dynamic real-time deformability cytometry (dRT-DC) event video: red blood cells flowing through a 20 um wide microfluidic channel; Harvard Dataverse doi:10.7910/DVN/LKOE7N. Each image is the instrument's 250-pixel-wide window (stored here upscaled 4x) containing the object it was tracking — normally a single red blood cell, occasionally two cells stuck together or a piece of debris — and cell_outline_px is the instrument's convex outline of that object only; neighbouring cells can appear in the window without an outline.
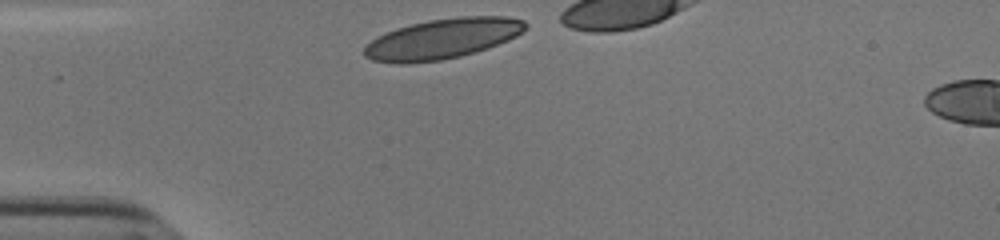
{"species": "human", "species_latin": "Homo sapiens", "temperature_condition": "cold", "stored_images_in_passage": 11, "camera_frame_rate_fps": 3000, "um_per_image_px": 0.085, "donor": {"sex": "male"}, "frame": {"image": 1, "passage_image": 1, "time_ms": 0.0, "image_size_px": [1000, 240], "cell_outline_px": [[528, 24], [516, 36], [508, 40], [488, 48], [460, 56], [440, 60], [408, 64], [400, 64], [372, 60], [364, 56], [364, 48], [376, 36], [396, 28], [428, 20], [460, 16], [508, 16], [524, 20]], "centroid_in_image_um": [37.6, 3.29], "position_along_channel_um": 47.4, "area_um2": 37.74}}
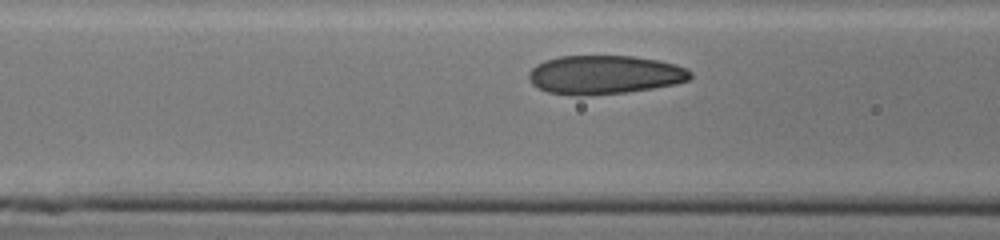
{"frame": {"image": 2, "passage_image": 8, "time_ms": 2.333, "image_size_px": [1000, 240], "cell_outline_px": [[692, 76], [688, 80], [676, 84], [652, 88], [624, 92], [580, 96], [576, 96], [548, 92], [532, 84], [528, 80], [528, 72], [536, 64], [544, 60], [560, 56], [632, 56], [656, 60], [676, 64], [688, 68], [692, 72]], "centroid_in_image_um": [51.37, 6.35], "position_along_channel_um": 115.2, "area_um2": 36.59}}